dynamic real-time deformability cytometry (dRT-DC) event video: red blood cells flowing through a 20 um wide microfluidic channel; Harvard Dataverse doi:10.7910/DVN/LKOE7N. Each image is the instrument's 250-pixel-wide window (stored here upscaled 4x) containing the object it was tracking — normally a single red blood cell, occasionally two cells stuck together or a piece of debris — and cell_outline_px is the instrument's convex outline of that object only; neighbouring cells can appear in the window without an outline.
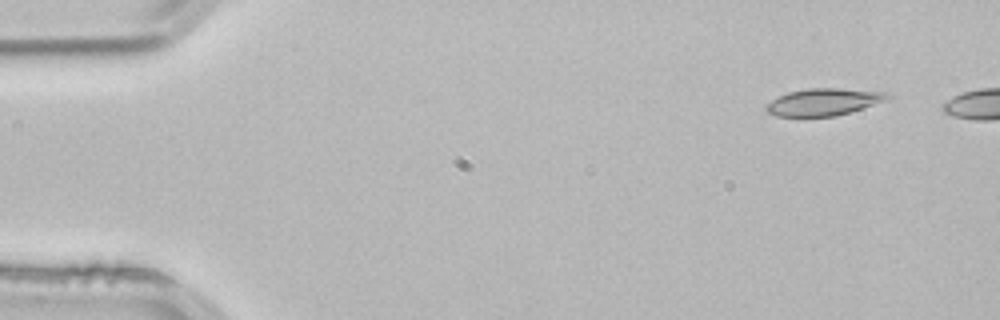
{"species": "common noctule bat (a hibernating species)", "species_latin": "Nyctalus noctula", "temperature_condition": "room temperature", "stored_images_in_passage": 4, "camera_frame_rate_fps": 3000, "um_per_image_px": 0.085, "animal": {"sex": "male", "body_mass_g": 21.5, "forearm_length_mm": 52.0}, "frame": {"image": 1, "passage_image": 1, "time_ms": 0.0, "image_size_px": [1000, 320], "cell_outline_px": [[892, 96], [884, 100], [836, 116], [776, 116], [768, 112], [764, 108], [772, 100], [788, 92], [808, 88], [840, 88], [888, 92]], "centroid_in_image_um": [69.99, 8.65], "position_along_channel_um": 15.0, "area_um2": 18.79}}